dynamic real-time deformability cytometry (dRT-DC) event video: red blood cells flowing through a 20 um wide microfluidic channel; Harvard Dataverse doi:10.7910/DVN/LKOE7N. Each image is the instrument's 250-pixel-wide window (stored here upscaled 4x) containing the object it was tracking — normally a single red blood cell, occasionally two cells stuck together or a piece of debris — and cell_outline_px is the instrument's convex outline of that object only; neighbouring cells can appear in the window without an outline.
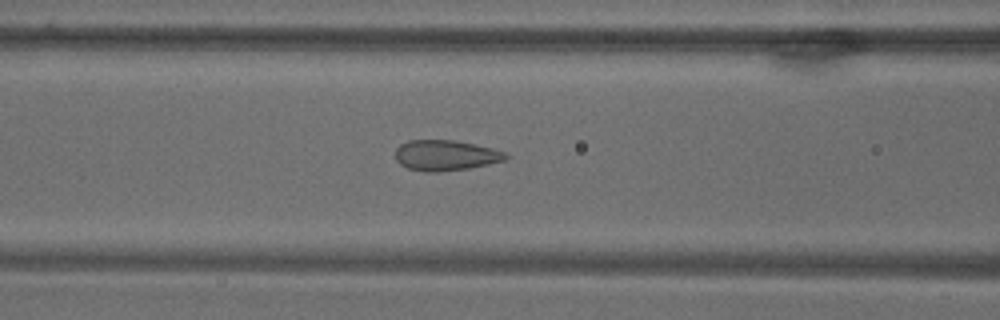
{"species": "common noctule bat (a hibernating species)", "species_latin": "Nyctalus noctula", "temperature_condition": "warm", "stored_images_in_passage": 71, "camera_frame_rate_fps": 3000, "um_per_image_px": 0.085, "animal": {"sex": "male", "body_mass_g": 18.8}, "frame": {"image": 1, "passage_image": 30, "time_ms": 9.667, "image_size_px": [1000, 320], "cell_outline_px": [[508, 156], [504, 160], [488, 164], [468, 168], [436, 172], [424, 172], [408, 168], [400, 164], [396, 160], [396, 148], [400, 144], [408, 140], [456, 140], [476, 144], [508, 152]], "centroid_in_image_um": [37.87, 13.19], "position_along_channel_um": 128.7, "area_um2": 19.71}}
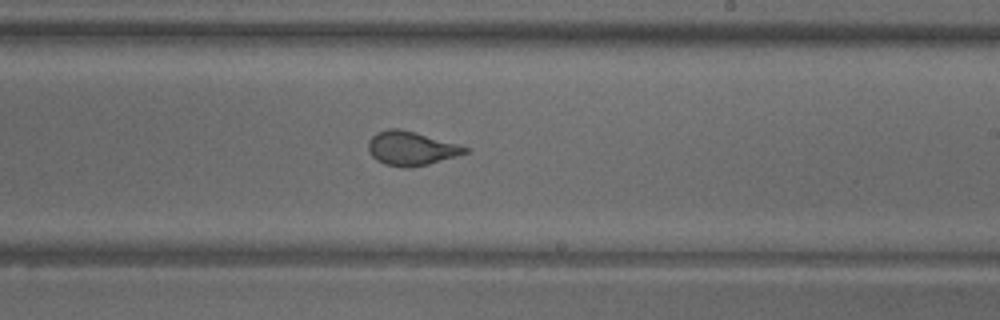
{"frame": {"image": 2, "passage_image": 43, "time_ms": 14.0, "image_size_px": [1000, 320], "cell_outline_px": [[468, 152], [456, 156], [428, 164], [412, 168], [404, 168], [384, 164], [376, 160], [372, 156], [368, 148], [368, 140], [376, 132], [388, 128], [400, 128], [456, 144], [468, 148]], "centroid_in_image_um": [34.88, 12.62], "position_along_channel_um": 254.1, "area_um2": 19.02}}
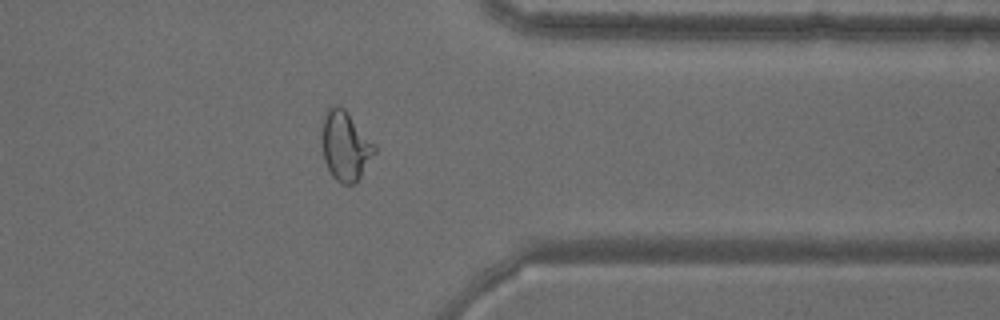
{"frame": {"image": 3, "passage_image": 57, "time_ms": 18.667, "image_size_px": [1000, 320], "cell_outline_px": [[376, 152], [360, 176], [352, 184], [340, 184], [332, 176], [324, 160], [324, 116], [328, 108], [336, 104], [340, 104], [348, 112], [376, 144]], "centroid_in_image_um": [29.4, 12.39], "position_along_channel_um": 382.0, "area_um2": 20.92}}